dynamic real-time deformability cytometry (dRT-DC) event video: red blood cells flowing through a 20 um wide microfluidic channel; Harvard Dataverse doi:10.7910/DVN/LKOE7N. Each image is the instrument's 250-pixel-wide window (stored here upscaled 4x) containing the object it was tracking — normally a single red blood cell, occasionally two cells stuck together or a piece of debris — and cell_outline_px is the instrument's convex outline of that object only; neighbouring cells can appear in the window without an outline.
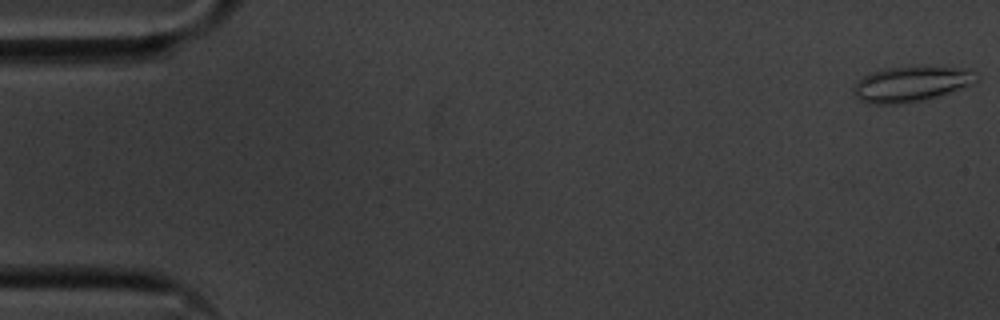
{"species": "common noctule bat (a hibernating species)", "species_latin": "Nyctalus noctula", "temperature_condition": "cold", "stored_images_in_passage": 21, "camera_frame_rate_fps": 3000, "um_per_image_px": 0.085, "animal": {"sex": "male", "body_mass_g": 20.1, "forearm_length_mm": 53.5}, "frame": {"image": 1, "passage_image": 1, "time_ms": 0.0, "image_size_px": [1000, 320], "cell_outline_px": [[980, 80], [972, 84], [924, 100], [900, 104], [868, 104], [860, 100], [852, 92], [852, 88], [856, 80], [872, 72], [888, 68], [972, 68], [980, 76]], "centroid_in_image_um": [77.44, 7.16], "position_along_channel_um": 7.6, "area_um2": 25.09}}
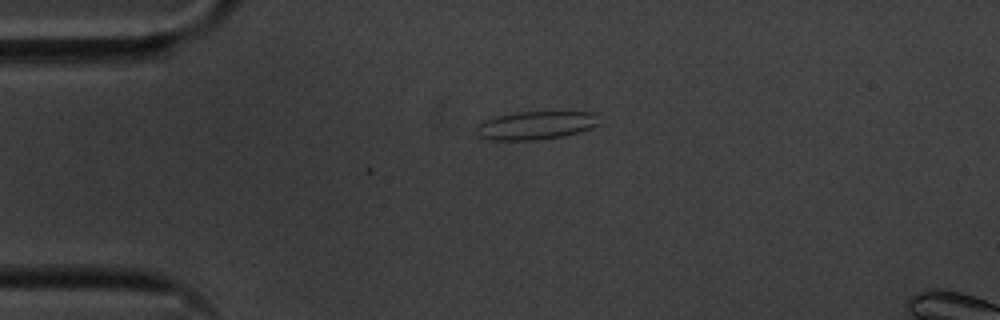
{"frame": {"image": 2, "passage_image": 13, "time_ms": 4.0, "image_size_px": [1000, 320], "cell_outline_px": [[596, 124], [592, 128], [580, 132], [564, 136], [536, 140], [492, 140], [480, 136], [476, 132], [476, 128], [484, 120], [496, 116], [516, 112], [592, 112]], "centroid_in_image_um": [45.48, 10.66], "position_along_channel_um": 39.5, "area_um2": 19.88}}
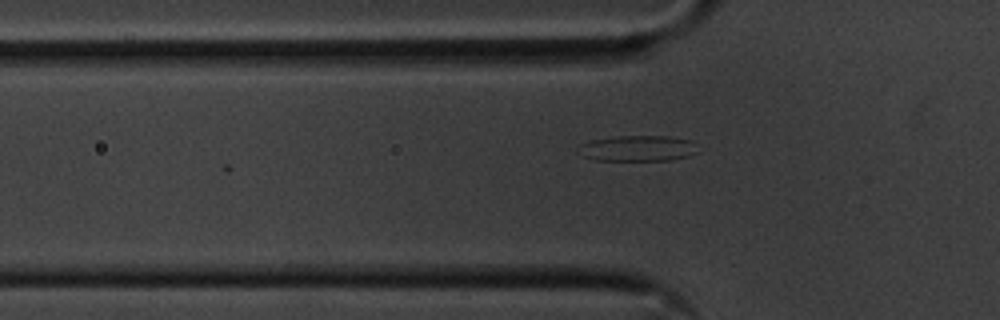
{"frame": {"image": 3, "passage_image": 18, "time_ms": 5.667, "image_size_px": [1000, 320], "cell_outline_px": [[700, 152], [688, 156], [672, 160], [596, 160], [580, 156], [576, 152], [580, 144], [592, 140], [616, 136], [668, 136], [692, 140]], "centroid_in_image_um": [54.2, 12.61], "position_along_channel_um": 71.6, "area_um2": 18.21}}